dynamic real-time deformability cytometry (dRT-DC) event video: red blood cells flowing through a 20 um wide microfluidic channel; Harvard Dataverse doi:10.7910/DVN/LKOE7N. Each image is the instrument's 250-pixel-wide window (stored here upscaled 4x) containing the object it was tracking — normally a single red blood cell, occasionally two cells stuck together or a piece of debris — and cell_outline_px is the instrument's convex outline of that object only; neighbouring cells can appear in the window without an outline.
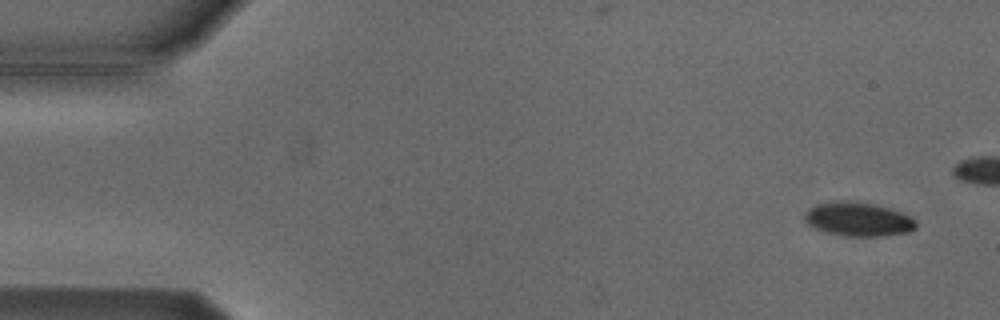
{"species": "Egyptian fruit bat (a non-hibernating species)", "species_latin": "Rousettus aegyptiacus", "temperature_condition": "cold", "stored_images_in_passage": 7, "camera_frame_rate_fps": 3000, "um_per_image_px": 0.085, "animal": {"sex": "male"}, "frame": {"image": 1, "passage_image": 1, "time_ms": 0.0, "image_size_px": [1000, 320], "cell_outline_px": [[916, 228], [908, 232], [880, 236], [844, 236], [824, 232], [808, 224], [804, 220], [804, 212], [808, 208], [816, 204], [832, 200], [848, 200], [876, 204], [912, 216], [916, 220]], "centroid_in_image_um": [72.91, 18.62], "position_along_channel_um": 12.1, "area_um2": 22.37}}
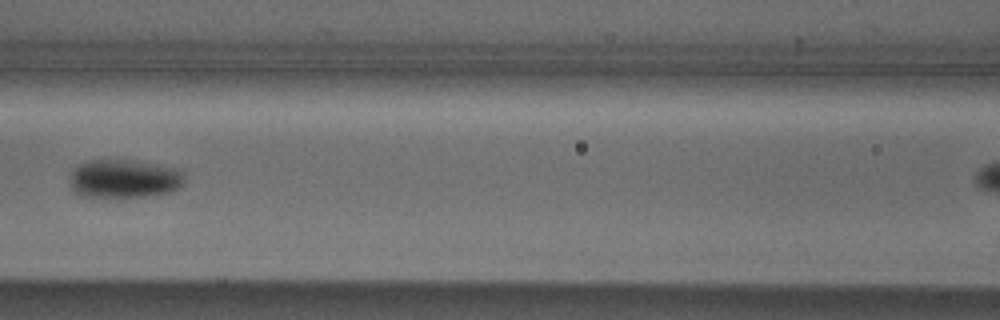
{"frame": {"image": 2, "passage_image": 6, "time_ms": 7.0, "image_size_px": [1000, 320], "cell_outline_px": [[184, 184], [180, 188], [172, 192], [152, 196], [80, 196], [72, 192], [68, 184], [68, 176], [80, 164], [88, 160], [136, 160], [176, 168], [184, 172]], "centroid_in_image_um": [10.55, 15.19], "position_along_channel_um": 156.0, "area_um2": 26.18}}
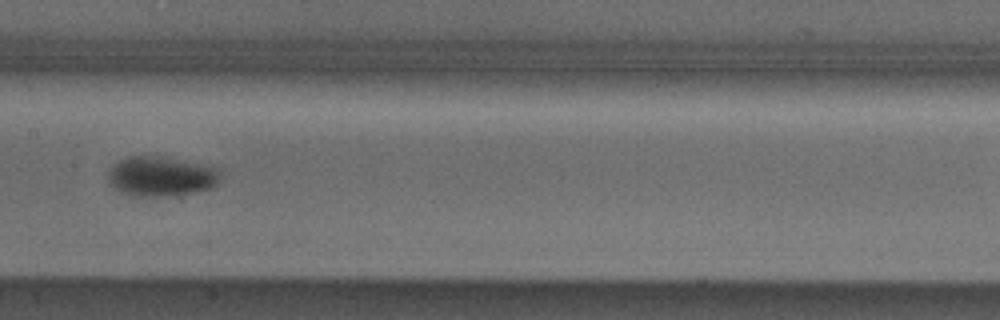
{"frame": {"image": 3, "passage_image": 7, "time_ms": 8.0, "image_size_px": [1000, 320], "cell_outline_px": [[220, 180], [212, 188], [196, 192], [168, 196], [136, 196], [120, 192], [108, 184], [108, 176], [112, 164], [128, 156], [156, 156], [216, 168], [220, 172]], "centroid_in_image_um": [13.64, 15.01], "position_along_channel_um": 193.8, "area_um2": 25.78}}